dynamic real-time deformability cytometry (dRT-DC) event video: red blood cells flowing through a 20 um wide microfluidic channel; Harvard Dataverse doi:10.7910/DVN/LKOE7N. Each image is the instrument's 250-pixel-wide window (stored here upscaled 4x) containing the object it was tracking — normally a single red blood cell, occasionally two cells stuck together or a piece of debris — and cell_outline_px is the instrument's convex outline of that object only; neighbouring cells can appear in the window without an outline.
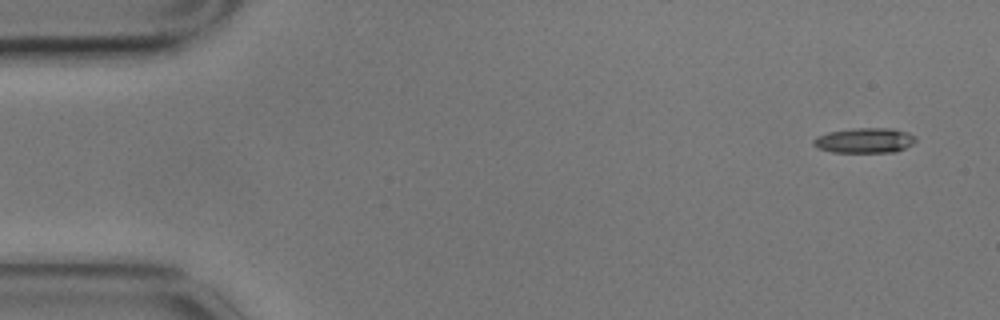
{"species": "common noctule bat (a hibernating species)", "species_latin": "Nyctalus noctula", "temperature_condition": "cold", "stored_images_in_passage": 5, "camera_frame_rate_fps": 3000, "um_per_image_px": 0.085, "animal": {"sex": "male", "body_mass_g": 17.9}, "frame": {"image": 1, "passage_image": 1, "time_ms": 0.0, "image_size_px": [1000, 320], "cell_outline_px": [[916, 140], [912, 144], [896, 152], [832, 152], [816, 148], [812, 144], [812, 140], [816, 136], [828, 132], [852, 128], [892, 128], [908, 132], [916, 136]], "centroid_in_image_um": [73.47, 11.93], "position_along_channel_um": 11.5, "area_um2": 15.14}}
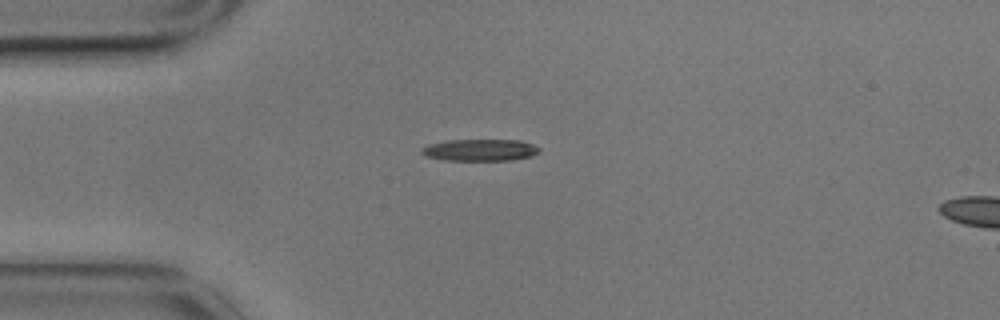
{"frame": {"image": 2, "passage_image": 4, "time_ms": 1.0, "image_size_px": [1000, 320], "cell_outline_px": [[540, 152], [532, 156], [512, 160], [444, 160], [424, 156], [420, 152], [420, 148], [428, 144], [448, 140], [520, 140], [532, 144], [540, 148]], "centroid_in_image_um": [40.78, 12.75], "position_along_channel_um": 44.2, "area_um2": 15.09}}